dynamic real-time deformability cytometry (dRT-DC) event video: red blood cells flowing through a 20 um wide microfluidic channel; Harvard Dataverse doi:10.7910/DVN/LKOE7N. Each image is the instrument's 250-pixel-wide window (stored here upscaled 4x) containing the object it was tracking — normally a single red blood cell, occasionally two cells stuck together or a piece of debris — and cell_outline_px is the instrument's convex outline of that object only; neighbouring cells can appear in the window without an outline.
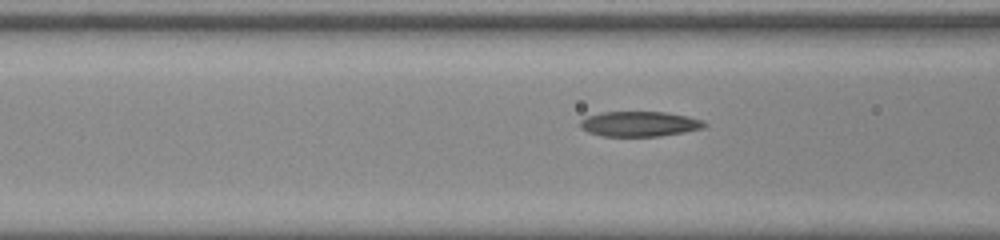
{"species": "common noctule bat (a hibernating species)", "species_latin": "Nyctalus noctula", "temperature_condition": "room temperature", "stored_images_in_passage": 12, "camera_frame_rate_fps": 3000, "um_per_image_px": 0.085, "animal": {"sex": "male", "body_mass_g": 20.0, "forearm_length_mm": 53.3}, "frame": {"image": 1, "passage_image": 9, "time_ms": 2.667, "image_size_px": [1000, 240], "cell_outline_px": [[708, 124], [704, 128], [684, 132], [660, 136], [604, 136], [588, 132], [580, 128], [580, 120], [588, 116], [600, 112], [668, 112], [688, 116], [704, 120]], "centroid_in_image_um": [54.39, 10.53], "position_along_channel_um": 112.2, "area_um2": 18.32}}